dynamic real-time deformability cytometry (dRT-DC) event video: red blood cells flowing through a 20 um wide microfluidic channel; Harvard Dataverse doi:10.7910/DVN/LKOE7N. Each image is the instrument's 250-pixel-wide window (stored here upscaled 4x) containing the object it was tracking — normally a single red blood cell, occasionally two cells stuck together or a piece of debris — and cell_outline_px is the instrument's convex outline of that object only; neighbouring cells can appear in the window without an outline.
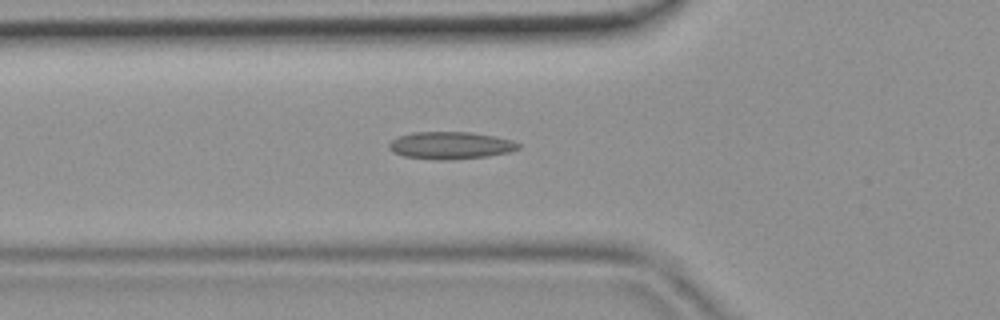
{"species": "common noctule bat (a hibernating species)", "species_latin": "Nyctalus noctula", "temperature_condition": "room temperature", "stored_images_in_passage": 33, "camera_frame_rate_fps": 3000, "um_per_image_px": 0.085, "animal": {"sex": "female", "body_mass_g": 19.9}, "frame": {"image": 1, "passage_image": 4, "time_ms": 1.0, "image_size_px": [1000, 320], "cell_outline_px": [[520, 148], [508, 152], [488, 156], [440, 160], [436, 160], [404, 156], [392, 152], [388, 148], [388, 144], [392, 140], [400, 136], [412, 132], [472, 132], [496, 136], [512, 140], [520, 144]], "centroid_in_image_um": [38.29, 12.35], "position_along_channel_um": 87.5, "area_um2": 20.58}}
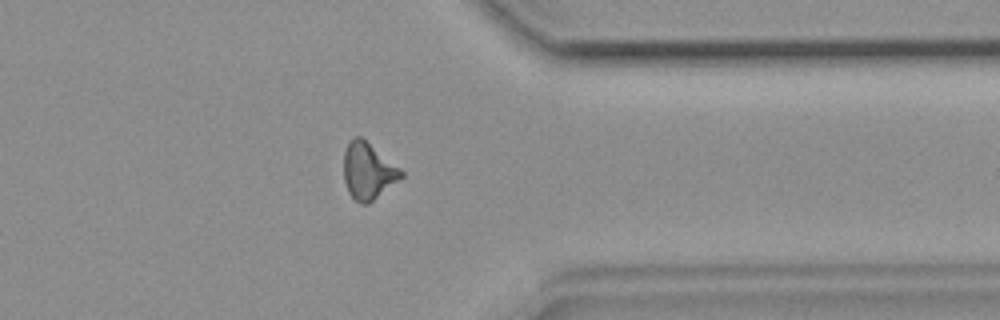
{"frame": {"image": 2, "passage_image": 24, "time_ms": 7.667, "image_size_px": [1000, 320], "cell_outline_px": [[404, 176], [368, 204], [360, 204], [348, 192], [344, 180], [344, 152], [348, 140], [352, 136], [360, 136], [400, 168], [404, 172]], "centroid_in_image_um": [31.27, 14.52], "position_along_channel_um": 380.1, "area_um2": 18.84}}
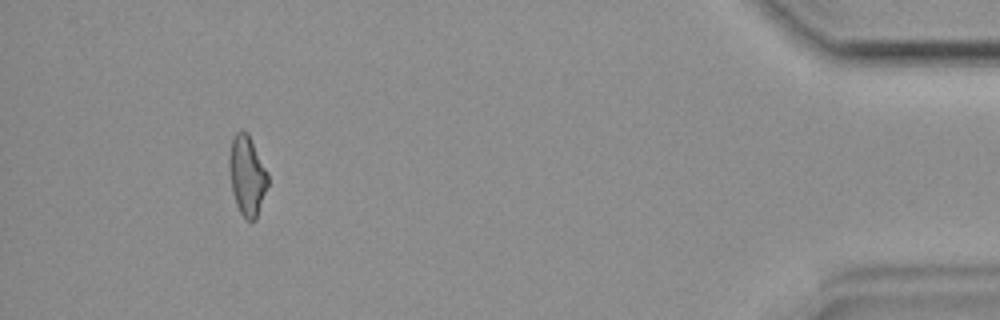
{"frame": {"image": 3, "passage_image": 30, "time_ms": 9.667, "image_size_px": [1000, 320], "cell_outline_px": [[268, 184], [256, 220], [244, 220], [236, 204], [232, 192], [228, 168], [228, 156], [232, 140], [236, 132], [248, 132], [268, 172]], "centroid_in_image_um": [20.99, 14.93], "position_along_channel_um": 414.2, "area_um2": 18.15}}